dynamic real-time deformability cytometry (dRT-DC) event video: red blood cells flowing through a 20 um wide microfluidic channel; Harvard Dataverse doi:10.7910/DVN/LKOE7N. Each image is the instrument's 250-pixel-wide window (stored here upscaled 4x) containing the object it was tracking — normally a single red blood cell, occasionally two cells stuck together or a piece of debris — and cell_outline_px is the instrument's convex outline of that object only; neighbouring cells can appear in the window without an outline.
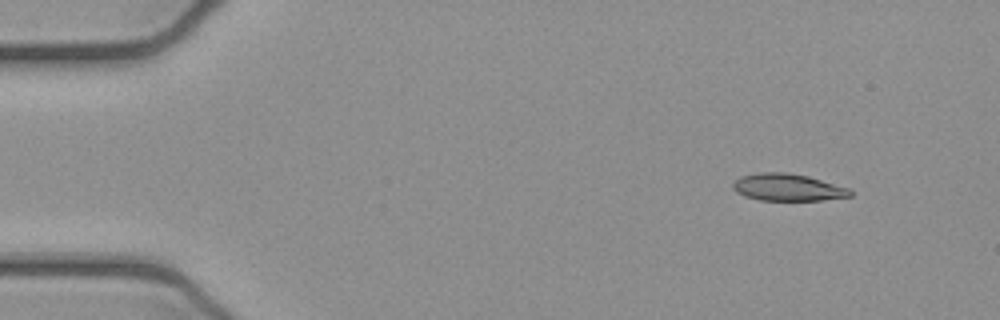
{"species": "common noctule bat (a hibernating species)", "species_latin": "Nyctalus noctula", "temperature_condition": "cold", "stored_images_in_passage": 48, "camera_frame_rate_fps": 3000, "um_per_image_px": 0.085, "animal": {"sex": "female", "body_mass_g": 21.9}, "frame": {"image": 1, "passage_image": 1, "time_ms": 0.0, "image_size_px": [1000, 320], "cell_outline_px": [[852, 196], [820, 200], [760, 200], [744, 196], [736, 192], [732, 188], [732, 184], [740, 176], [760, 172], [788, 172], [808, 176], [848, 188], [852, 192]], "centroid_in_image_um": [66.92, 15.92], "position_along_channel_um": 18.1, "area_um2": 18.5}}
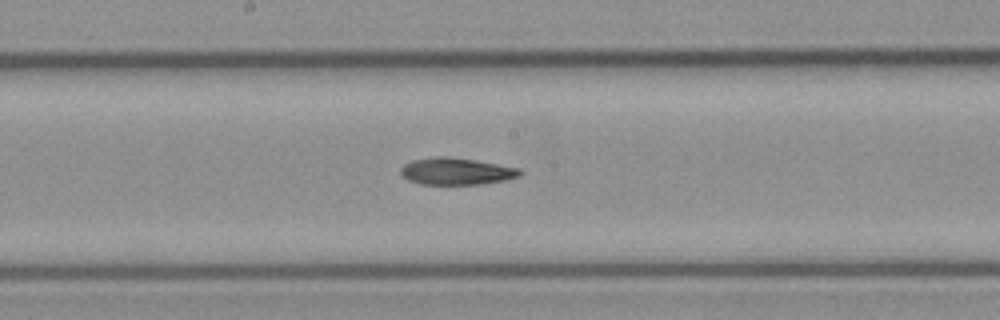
{"frame": {"image": 2, "passage_image": 23, "time_ms": 7.333, "image_size_px": [1000, 320], "cell_outline_px": [[524, 172], [520, 176], [504, 180], [480, 184], [420, 184], [408, 180], [400, 172], [400, 168], [404, 164], [412, 160], [436, 156], [448, 156], [520, 168]], "centroid_in_image_um": [38.78, 14.56], "position_along_channel_um": 209.4, "area_um2": 18.61}}
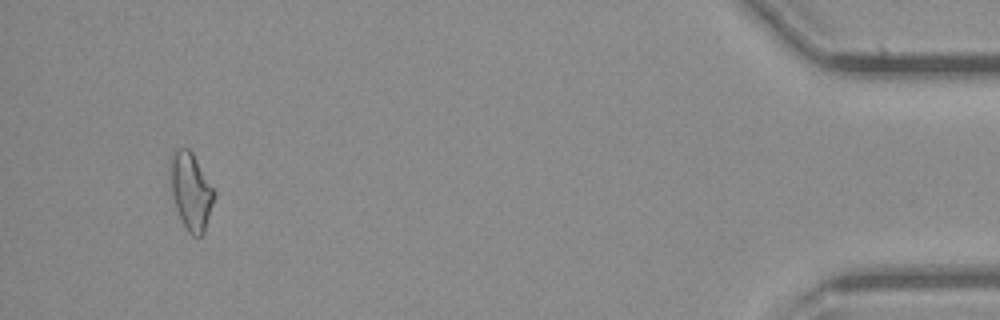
{"frame": {"image": 3, "passage_image": 45, "time_ms": 14.667, "image_size_px": [1000, 320], "cell_outline_px": [[216, 196], [204, 232], [200, 236], [192, 236], [188, 232], [176, 208], [172, 196], [168, 172], [168, 160], [172, 148], [188, 148], [192, 152], [216, 192]], "centroid_in_image_um": [16.19, 16.18], "position_along_channel_um": 419.0, "area_um2": 20.23}}